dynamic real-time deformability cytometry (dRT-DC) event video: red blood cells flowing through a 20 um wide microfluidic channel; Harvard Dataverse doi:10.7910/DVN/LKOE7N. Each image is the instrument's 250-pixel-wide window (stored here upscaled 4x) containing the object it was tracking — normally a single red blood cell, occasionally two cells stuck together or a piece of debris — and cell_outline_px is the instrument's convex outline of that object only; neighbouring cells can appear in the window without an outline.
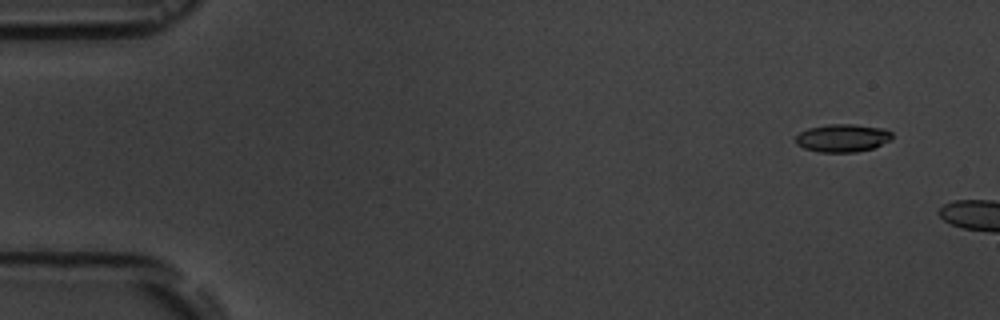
{"species": "common noctule bat (a hibernating species)", "species_latin": "Nyctalus noctula", "temperature_condition": "room temperature", "stored_images_in_passage": 4, "camera_frame_rate_fps": 3000, "um_per_image_px": 0.085, "animal": {"sex": "male", "body_mass_g": 19.5, "forearm_length_mm": 54.6}, "frame": {"image": 1, "passage_image": 2, "time_ms": 1.333, "image_size_px": [1000, 320], "cell_outline_px": [[892, 140], [872, 148], [856, 152], [820, 152], [804, 148], [796, 144], [796, 136], [800, 132], [808, 128], [828, 124], [852, 124], [884, 128], [892, 132]], "centroid_in_image_um": [71.63, 11.72], "position_along_channel_um": 13.4, "area_um2": 15.72}}